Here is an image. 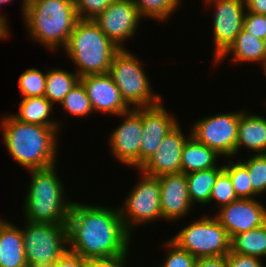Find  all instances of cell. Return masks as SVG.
I'll return each instance as SVG.
<instances>
[{"instance_id": "6da1fadb", "label": "cell", "mask_w": 266, "mask_h": 267, "mask_svg": "<svg viewBox=\"0 0 266 267\" xmlns=\"http://www.w3.org/2000/svg\"><path fill=\"white\" fill-rule=\"evenodd\" d=\"M116 207L73 200L67 220L69 252L86 259L117 256L131 249L134 236Z\"/></svg>"}, {"instance_id": "7a4b0ae2", "label": "cell", "mask_w": 266, "mask_h": 267, "mask_svg": "<svg viewBox=\"0 0 266 267\" xmlns=\"http://www.w3.org/2000/svg\"><path fill=\"white\" fill-rule=\"evenodd\" d=\"M0 117L4 146L20 167L37 170L58 165L60 127L18 121L11 113Z\"/></svg>"}, {"instance_id": "3957f363", "label": "cell", "mask_w": 266, "mask_h": 267, "mask_svg": "<svg viewBox=\"0 0 266 267\" xmlns=\"http://www.w3.org/2000/svg\"><path fill=\"white\" fill-rule=\"evenodd\" d=\"M22 16L29 39L52 53L66 46L79 20L74 0H29Z\"/></svg>"}, {"instance_id": "277c9868", "label": "cell", "mask_w": 266, "mask_h": 267, "mask_svg": "<svg viewBox=\"0 0 266 267\" xmlns=\"http://www.w3.org/2000/svg\"><path fill=\"white\" fill-rule=\"evenodd\" d=\"M57 171V165L46 169L28 170L31 179L23 196L24 219L39 223H67L72 200L67 199L65 184Z\"/></svg>"}, {"instance_id": "5b68a950", "label": "cell", "mask_w": 266, "mask_h": 267, "mask_svg": "<svg viewBox=\"0 0 266 267\" xmlns=\"http://www.w3.org/2000/svg\"><path fill=\"white\" fill-rule=\"evenodd\" d=\"M62 49L79 77L107 74L114 56L121 50L93 20L84 19L76 22Z\"/></svg>"}, {"instance_id": "8992f818", "label": "cell", "mask_w": 266, "mask_h": 267, "mask_svg": "<svg viewBox=\"0 0 266 267\" xmlns=\"http://www.w3.org/2000/svg\"><path fill=\"white\" fill-rule=\"evenodd\" d=\"M141 61L132 51L121 49L114 56L108 72L131 109L155 106L164 100L161 94L153 91Z\"/></svg>"}, {"instance_id": "52a82bcc", "label": "cell", "mask_w": 266, "mask_h": 267, "mask_svg": "<svg viewBox=\"0 0 266 267\" xmlns=\"http://www.w3.org/2000/svg\"><path fill=\"white\" fill-rule=\"evenodd\" d=\"M25 259L28 267H53L68 251V227L65 224L23 221Z\"/></svg>"}, {"instance_id": "ba28073f", "label": "cell", "mask_w": 266, "mask_h": 267, "mask_svg": "<svg viewBox=\"0 0 266 267\" xmlns=\"http://www.w3.org/2000/svg\"><path fill=\"white\" fill-rule=\"evenodd\" d=\"M211 214L204 213L199 219L189 221L186 227L182 225L170 240L196 258L226 256L230 252L231 238L213 212Z\"/></svg>"}, {"instance_id": "9c48e42d", "label": "cell", "mask_w": 266, "mask_h": 267, "mask_svg": "<svg viewBox=\"0 0 266 267\" xmlns=\"http://www.w3.org/2000/svg\"><path fill=\"white\" fill-rule=\"evenodd\" d=\"M141 177L124 196L122 205L118 206L126 230L133 236L140 225L145 226L154 221H161V193L158 177L150 176L139 169ZM136 229V230H135Z\"/></svg>"}, {"instance_id": "30bf717a", "label": "cell", "mask_w": 266, "mask_h": 267, "mask_svg": "<svg viewBox=\"0 0 266 267\" xmlns=\"http://www.w3.org/2000/svg\"><path fill=\"white\" fill-rule=\"evenodd\" d=\"M243 110L218 112L196 119L189 128L191 136L224 157L223 159L235 158L238 125Z\"/></svg>"}, {"instance_id": "8fae6325", "label": "cell", "mask_w": 266, "mask_h": 267, "mask_svg": "<svg viewBox=\"0 0 266 267\" xmlns=\"http://www.w3.org/2000/svg\"><path fill=\"white\" fill-rule=\"evenodd\" d=\"M205 7L213 8L212 61H216L234 42L243 29L246 3L241 0H202ZM213 5V6H212ZM212 6V7H211Z\"/></svg>"}, {"instance_id": "7c38bea8", "label": "cell", "mask_w": 266, "mask_h": 267, "mask_svg": "<svg viewBox=\"0 0 266 267\" xmlns=\"http://www.w3.org/2000/svg\"><path fill=\"white\" fill-rule=\"evenodd\" d=\"M122 123L109 134V149L114 159L131 169H140V146L143 133V108L118 115Z\"/></svg>"}, {"instance_id": "4fadbf2b", "label": "cell", "mask_w": 266, "mask_h": 267, "mask_svg": "<svg viewBox=\"0 0 266 267\" xmlns=\"http://www.w3.org/2000/svg\"><path fill=\"white\" fill-rule=\"evenodd\" d=\"M134 0H113L93 21L120 49H126V41L136 37L142 24ZM133 37V38H132Z\"/></svg>"}, {"instance_id": "5bb4252c", "label": "cell", "mask_w": 266, "mask_h": 267, "mask_svg": "<svg viewBox=\"0 0 266 267\" xmlns=\"http://www.w3.org/2000/svg\"><path fill=\"white\" fill-rule=\"evenodd\" d=\"M257 199H237L214 213L230 238L266 223V206Z\"/></svg>"}, {"instance_id": "9a60e30c", "label": "cell", "mask_w": 266, "mask_h": 267, "mask_svg": "<svg viewBox=\"0 0 266 267\" xmlns=\"http://www.w3.org/2000/svg\"><path fill=\"white\" fill-rule=\"evenodd\" d=\"M164 102L143 107V133L140 146V168L153 156L164 137L179 123L177 115L166 110Z\"/></svg>"}, {"instance_id": "2e32d148", "label": "cell", "mask_w": 266, "mask_h": 267, "mask_svg": "<svg viewBox=\"0 0 266 267\" xmlns=\"http://www.w3.org/2000/svg\"><path fill=\"white\" fill-rule=\"evenodd\" d=\"M158 180L162 220L176 223L189 216L194 206L189 198L186 174L183 172L166 174L159 176Z\"/></svg>"}, {"instance_id": "e0dca14e", "label": "cell", "mask_w": 266, "mask_h": 267, "mask_svg": "<svg viewBox=\"0 0 266 267\" xmlns=\"http://www.w3.org/2000/svg\"><path fill=\"white\" fill-rule=\"evenodd\" d=\"M179 123L164 137L153 156L139 169L143 173L159 177L181 172L182 148L191 136L184 134Z\"/></svg>"}, {"instance_id": "ac0fdd59", "label": "cell", "mask_w": 266, "mask_h": 267, "mask_svg": "<svg viewBox=\"0 0 266 267\" xmlns=\"http://www.w3.org/2000/svg\"><path fill=\"white\" fill-rule=\"evenodd\" d=\"M80 81L86 89L95 114L99 112L102 115L117 117L131 109L108 73L85 75L80 77Z\"/></svg>"}, {"instance_id": "d6986e66", "label": "cell", "mask_w": 266, "mask_h": 267, "mask_svg": "<svg viewBox=\"0 0 266 267\" xmlns=\"http://www.w3.org/2000/svg\"><path fill=\"white\" fill-rule=\"evenodd\" d=\"M246 148V149H243ZM250 154L266 153V117L243 110L238 125L236 157L240 150Z\"/></svg>"}, {"instance_id": "ffe728a7", "label": "cell", "mask_w": 266, "mask_h": 267, "mask_svg": "<svg viewBox=\"0 0 266 267\" xmlns=\"http://www.w3.org/2000/svg\"><path fill=\"white\" fill-rule=\"evenodd\" d=\"M264 40L257 38L246 30L242 31L237 35L234 42L228 47V49L215 61V65H221L220 63L225 59L232 58L229 60L232 64H259L264 70ZM233 54V55H232Z\"/></svg>"}, {"instance_id": "44dd1931", "label": "cell", "mask_w": 266, "mask_h": 267, "mask_svg": "<svg viewBox=\"0 0 266 267\" xmlns=\"http://www.w3.org/2000/svg\"><path fill=\"white\" fill-rule=\"evenodd\" d=\"M5 219L0 223V267H28L21 228Z\"/></svg>"}, {"instance_id": "7402d4cb", "label": "cell", "mask_w": 266, "mask_h": 267, "mask_svg": "<svg viewBox=\"0 0 266 267\" xmlns=\"http://www.w3.org/2000/svg\"><path fill=\"white\" fill-rule=\"evenodd\" d=\"M18 105L17 113L11 114L18 121L48 127L62 128L63 126L60 123L62 121L53 119L55 106L45 96L21 98Z\"/></svg>"}, {"instance_id": "603a6c76", "label": "cell", "mask_w": 266, "mask_h": 267, "mask_svg": "<svg viewBox=\"0 0 266 267\" xmlns=\"http://www.w3.org/2000/svg\"><path fill=\"white\" fill-rule=\"evenodd\" d=\"M222 158L208 146L190 136L182 148L181 172L189 174L195 171L215 168L221 164Z\"/></svg>"}, {"instance_id": "cb8c5ba5", "label": "cell", "mask_w": 266, "mask_h": 267, "mask_svg": "<svg viewBox=\"0 0 266 267\" xmlns=\"http://www.w3.org/2000/svg\"><path fill=\"white\" fill-rule=\"evenodd\" d=\"M223 171L222 165L207 170L195 171L186 174L188 184V194L193 206H210V196L212 188L216 182L218 175Z\"/></svg>"}, {"instance_id": "d4e9b609", "label": "cell", "mask_w": 266, "mask_h": 267, "mask_svg": "<svg viewBox=\"0 0 266 267\" xmlns=\"http://www.w3.org/2000/svg\"><path fill=\"white\" fill-rule=\"evenodd\" d=\"M80 80L75 71L52 67L46 70V83L44 96L53 104L59 105L66 94Z\"/></svg>"}, {"instance_id": "484cf974", "label": "cell", "mask_w": 266, "mask_h": 267, "mask_svg": "<svg viewBox=\"0 0 266 267\" xmlns=\"http://www.w3.org/2000/svg\"><path fill=\"white\" fill-rule=\"evenodd\" d=\"M230 252L265 258L266 223L261 227L231 237Z\"/></svg>"}, {"instance_id": "4316f807", "label": "cell", "mask_w": 266, "mask_h": 267, "mask_svg": "<svg viewBox=\"0 0 266 267\" xmlns=\"http://www.w3.org/2000/svg\"><path fill=\"white\" fill-rule=\"evenodd\" d=\"M134 3L142 19L156 20L159 23L170 21L183 5L182 0H134Z\"/></svg>"}, {"instance_id": "83f0119b", "label": "cell", "mask_w": 266, "mask_h": 267, "mask_svg": "<svg viewBox=\"0 0 266 267\" xmlns=\"http://www.w3.org/2000/svg\"><path fill=\"white\" fill-rule=\"evenodd\" d=\"M64 113L71 117L85 118L94 113L86 89L79 80L74 87L66 94L63 101L59 104ZM66 111V112H65Z\"/></svg>"}, {"instance_id": "f1b7e54d", "label": "cell", "mask_w": 266, "mask_h": 267, "mask_svg": "<svg viewBox=\"0 0 266 267\" xmlns=\"http://www.w3.org/2000/svg\"><path fill=\"white\" fill-rule=\"evenodd\" d=\"M233 159H224L223 170L229 175L237 197L239 199H256L258 196L252 190L247 168L238 159L235 161Z\"/></svg>"}, {"instance_id": "f546056e", "label": "cell", "mask_w": 266, "mask_h": 267, "mask_svg": "<svg viewBox=\"0 0 266 267\" xmlns=\"http://www.w3.org/2000/svg\"><path fill=\"white\" fill-rule=\"evenodd\" d=\"M46 70L32 67L24 70L18 78L21 98L40 97L45 94Z\"/></svg>"}, {"instance_id": "4dcf8cb0", "label": "cell", "mask_w": 266, "mask_h": 267, "mask_svg": "<svg viewBox=\"0 0 266 267\" xmlns=\"http://www.w3.org/2000/svg\"><path fill=\"white\" fill-rule=\"evenodd\" d=\"M248 159L239 161L247 168L251 179L253 192L262 197V193L266 194V153L264 154H250Z\"/></svg>"}, {"instance_id": "1f68e13d", "label": "cell", "mask_w": 266, "mask_h": 267, "mask_svg": "<svg viewBox=\"0 0 266 267\" xmlns=\"http://www.w3.org/2000/svg\"><path fill=\"white\" fill-rule=\"evenodd\" d=\"M239 199L232 186L229 175L223 170L217 177L210 196V205H216L217 210ZM212 202V204H211Z\"/></svg>"}, {"instance_id": "d6a6232c", "label": "cell", "mask_w": 266, "mask_h": 267, "mask_svg": "<svg viewBox=\"0 0 266 267\" xmlns=\"http://www.w3.org/2000/svg\"><path fill=\"white\" fill-rule=\"evenodd\" d=\"M163 244V247L166 248V253H163L166 258L161 259L159 267H194L197 260L195 256L179 248L169 238Z\"/></svg>"}, {"instance_id": "836d02e7", "label": "cell", "mask_w": 266, "mask_h": 267, "mask_svg": "<svg viewBox=\"0 0 266 267\" xmlns=\"http://www.w3.org/2000/svg\"><path fill=\"white\" fill-rule=\"evenodd\" d=\"M113 0H74L79 19L93 20L101 14Z\"/></svg>"}, {"instance_id": "e575fe53", "label": "cell", "mask_w": 266, "mask_h": 267, "mask_svg": "<svg viewBox=\"0 0 266 267\" xmlns=\"http://www.w3.org/2000/svg\"><path fill=\"white\" fill-rule=\"evenodd\" d=\"M243 29L260 39L266 38V15L248 12L246 10Z\"/></svg>"}, {"instance_id": "d590c367", "label": "cell", "mask_w": 266, "mask_h": 267, "mask_svg": "<svg viewBox=\"0 0 266 267\" xmlns=\"http://www.w3.org/2000/svg\"><path fill=\"white\" fill-rule=\"evenodd\" d=\"M129 251L117 256L83 259V267H127Z\"/></svg>"}, {"instance_id": "8d00e7d4", "label": "cell", "mask_w": 266, "mask_h": 267, "mask_svg": "<svg viewBox=\"0 0 266 267\" xmlns=\"http://www.w3.org/2000/svg\"><path fill=\"white\" fill-rule=\"evenodd\" d=\"M227 263L228 267H266V263L259 257L233 252L227 254Z\"/></svg>"}, {"instance_id": "74e56055", "label": "cell", "mask_w": 266, "mask_h": 267, "mask_svg": "<svg viewBox=\"0 0 266 267\" xmlns=\"http://www.w3.org/2000/svg\"><path fill=\"white\" fill-rule=\"evenodd\" d=\"M53 267H83V258L68 251L53 264Z\"/></svg>"}, {"instance_id": "f35d334b", "label": "cell", "mask_w": 266, "mask_h": 267, "mask_svg": "<svg viewBox=\"0 0 266 267\" xmlns=\"http://www.w3.org/2000/svg\"><path fill=\"white\" fill-rule=\"evenodd\" d=\"M194 267H228L227 255L219 257L197 258Z\"/></svg>"}, {"instance_id": "ab89813d", "label": "cell", "mask_w": 266, "mask_h": 267, "mask_svg": "<svg viewBox=\"0 0 266 267\" xmlns=\"http://www.w3.org/2000/svg\"><path fill=\"white\" fill-rule=\"evenodd\" d=\"M246 10L257 14L266 15V0H248Z\"/></svg>"}, {"instance_id": "60d3db41", "label": "cell", "mask_w": 266, "mask_h": 267, "mask_svg": "<svg viewBox=\"0 0 266 267\" xmlns=\"http://www.w3.org/2000/svg\"><path fill=\"white\" fill-rule=\"evenodd\" d=\"M11 1L13 2L14 0H0V7L1 6H4V5H7V4H10L11 3ZM28 1L29 0H21V2L22 3H20L21 4V6H22V8H21V15L23 14V12H24V9L26 8V6H27V4H28ZM7 14H1V12H0V22L10 31L11 29H10V25H9V22H8V18H6L7 16H6Z\"/></svg>"}, {"instance_id": "b9f144b4", "label": "cell", "mask_w": 266, "mask_h": 267, "mask_svg": "<svg viewBox=\"0 0 266 267\" xmlns=\"http://www.w3.org/2000/svg\"><path fill=\"white\" fill-rule=\"evenodd\" d=\"M11 33L1 22H0V41L7 40L11 37Z\"/></svg>"}, {"instance_id": "7bdbcfd3", "label": "cell", "mask_w": 266, "mask_h": 267, "mask_svg": "<svg viewBox=\"0 0 266 267\" xmlns=\"http://www.w3.org/2000/svg\"><path fill=\"white\" fill-rule=\"evenodd\" d=\"M263 47H264V69H265L266 68V38L264 39Z\"/></svg>"}, {"instance_id": "ee69618b", "label": "cell", "mask_w": 266, "mask_h": 267, "mask_svg": "<svg viewBox=\"0 0 266 267\" xmlns=\"http://www.w3.org/2000/svg\"><path fill=\"white\" fill-rule=\"evenodd\" d=\"M263 74H264L265 77H266V68L263 70Z\"/></svg>"}]
</instances>
